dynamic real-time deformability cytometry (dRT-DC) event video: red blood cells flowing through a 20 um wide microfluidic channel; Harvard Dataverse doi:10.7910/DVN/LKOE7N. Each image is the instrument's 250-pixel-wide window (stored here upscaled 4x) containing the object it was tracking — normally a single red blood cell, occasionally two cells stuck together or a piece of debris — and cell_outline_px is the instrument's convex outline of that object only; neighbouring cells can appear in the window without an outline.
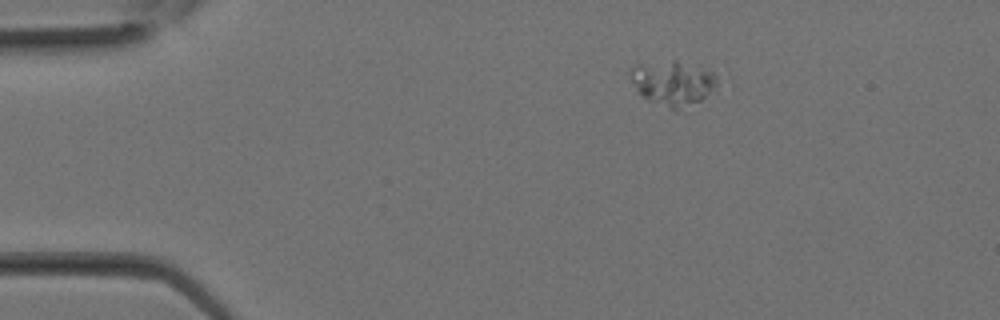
{"species": "Egyptian fruit bat (a non-hibernating species)", "species_latin": "Rousettus aegyptiacus", "temperature_condition": "room temperature", "stored_images_in_passage": 7, "camera_frame_rate_fps": 3000, "um_per_image_px": 0.085, "animal": {"sex": "female"}, "frame": {"image": 1, "passage_image": 1, "time_ms": 0.0, "image_size_px": [1000, 320], "cell_outline_px": [[716, 84], [700, 100], [676, 108], [672, 108], [648, 100], [636, 88], [628, 72], [628, 68], [636, 64], [672, 60], [676, 60], [712, 72], [716, 76]], "centroid_in_image_um": [57.11, 7.0], "position_along_channel_um": 27.9, "area_um2": 21.62}}
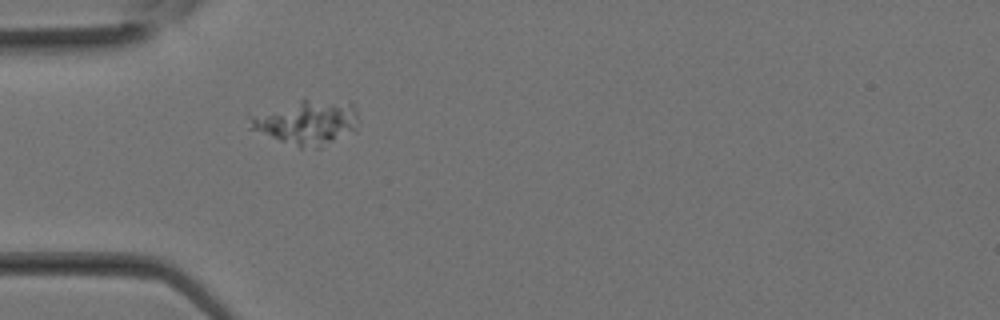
{"frame": {"image": 2, "passage_image": 5, "time_ms": 1.333, "image_size_px": [1000, 320], "cell_outline_px": [[360, 120], [356, 132], [320, 148], [300, 148], [248, 128], [248, 116], [300, 100], [308, 100], [352, 104], [356, 108]], "centroid_in_image_um": [26.12, 10.45], "position_along_channel_um": 58.9, "area_um2": 28.15}}